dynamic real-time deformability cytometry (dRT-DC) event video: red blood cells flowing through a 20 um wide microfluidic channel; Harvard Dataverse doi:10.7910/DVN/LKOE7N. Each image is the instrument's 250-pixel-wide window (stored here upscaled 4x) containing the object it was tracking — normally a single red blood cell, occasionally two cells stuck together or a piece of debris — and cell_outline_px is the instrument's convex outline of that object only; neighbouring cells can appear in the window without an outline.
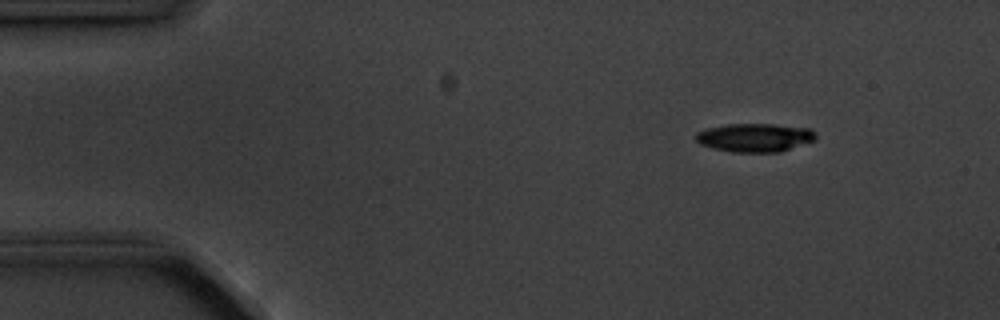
{"species": "common noctule bat (a hibernating species)", "species_latin": "Nyctalus noctula", "temperature_condition": "cold", "stored_images_in_passage": 5, "camera_frame_rate_fps": 3000, "um_per_image_px": 0.085, "animal": {"sex": "male", "body_mass_g": 20.1, "forearm_length_mm": 53.5}, "frame": {"image": 1, "passage_image": 1, "time_ms": 0.0, "image_size_px": [1000, 320], "cell_outline_px": [[816, 140], [780, 152], [732, 152], [712, 148], [700, 144], [696, 140], [696, 132], [704, 128], [728, 124], [772, 124], [812, 128], [816, 132]], "centroid_in_image_um": [64.17, 11.69], "position_along_channel_um": 20.8, "area_um2": 20.17}}
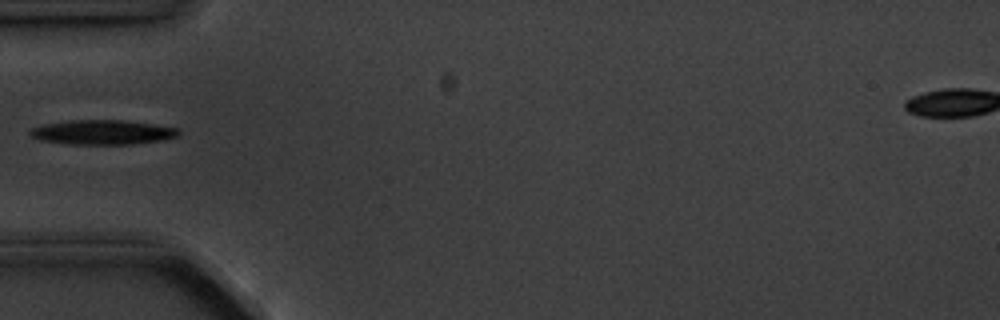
{"frame": {"image": 2, "passage_image": 4, "time_ms": 3.667, "image_size_px": [1000, 320], "cell_outline_px": [[180, 136], [164, 140], [132, 144], [72, 144], [40, 140], [32, 136], [28, 132], [32, 128], [44, 124], [72, 120], [124, 120], [152, 124], [176, 128], [180, 132]], "centroid_in_image_um": [8.74, 11.24], "position_along_channel_um": 76.3, "area_um2": 21.15}}